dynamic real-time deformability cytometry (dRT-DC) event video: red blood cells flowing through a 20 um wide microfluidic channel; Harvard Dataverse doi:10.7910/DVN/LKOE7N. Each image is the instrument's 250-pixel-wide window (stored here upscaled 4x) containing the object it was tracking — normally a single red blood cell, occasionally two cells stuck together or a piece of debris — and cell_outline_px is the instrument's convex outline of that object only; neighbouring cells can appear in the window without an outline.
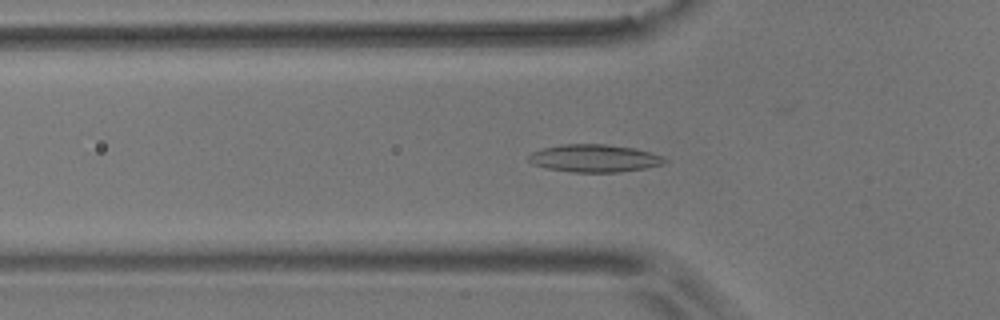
{"species": "common noctule bat (a hibernating species)", "species_latin": "Nyctalus noctula", "temperature_condition": "room temperature", "stored_images_in_passage": 55, "camera_frame_rate_fps": 3000, "um_per_image_px": 0.085, "animal": {"sex": "male", "body_mass_g": 17.9}, "frame": {"image": 1, "passage_image": 18, "time_ms": 5.667, "image_size_px": [1000, 320], "cell_outline_px": [[668, 160], [664, 164], [644, 168], [616, 172], [572, 172], [548, 168], [532, 164], [528, 160], [528, 156], [532, 152], [544, 148], [560, 144], [604, 144], [632, 148], [664, 156]], "centroid_in_image_um": [50.51, 13.45], "position_along_channel_um": 75.3, "area_um2": 21.73}}
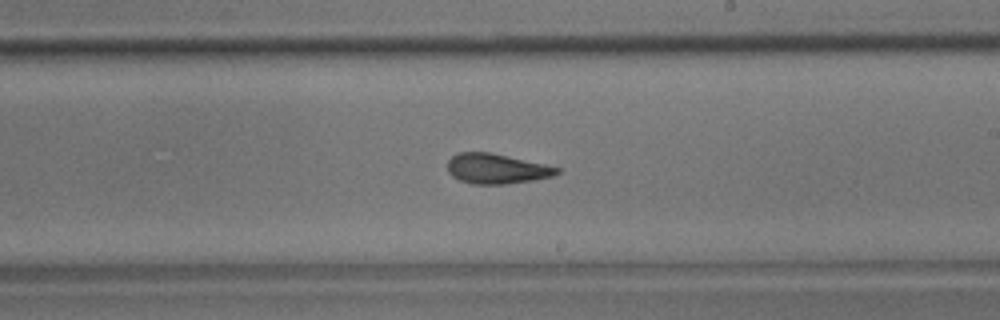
{"frame": {"image": 2, "passage_image": 32, "time_ms": 10.333, "image_size_px": [1000, 320], "cell_outline_px": [[560, 172], [552, 176], [532, 180], [504, 184], [472, 184], [460, 180], [452, 176], [448, 172], [448, 160], [456, 152], [492, 152], [544, 164], [560, 168]], "centroid_in_image_um": [42.18, 14.33], "position_along_channel_um": 246.8, "area_um2": 19.13}}
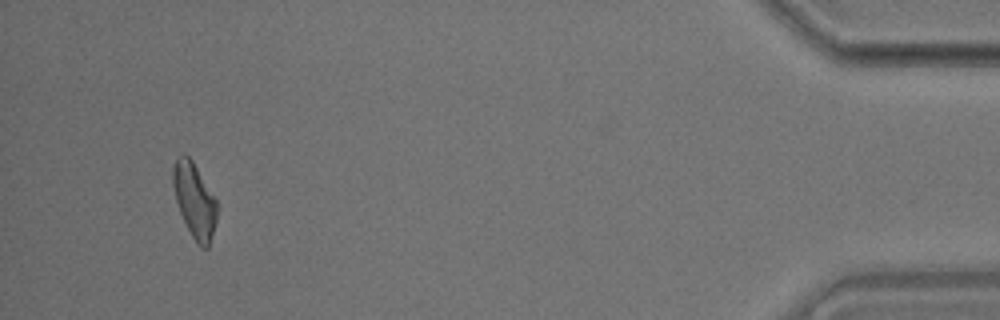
{"frame": {"image": 3, "passage_image": 52, "time_ms": 17.0, "image_size_px": [1000, 320], "cell_outline_px": [[216, 220], [208, 248], [204, 248], [192, 236], [180, 212], [176, 200], [172, 184], [172, 164], [176, 156], [184, 152], [192, 160], [216, 200]], "centroid_in_image_um": [16.49, 16.95], "position_along_channel_um": 418.7, "area_um2": 18.84}, "authors_computed_cell_mechanics": {"area_um2": 19.7098, "velocity_mm_per_s": 3.6623, "shape_relaxation_time_tau1_ms": null, "shape_relaxation_time_tau2_ms": 2.6738, "deformation_change_tau1": null, "deformation_change_tau2": 0.1111}}